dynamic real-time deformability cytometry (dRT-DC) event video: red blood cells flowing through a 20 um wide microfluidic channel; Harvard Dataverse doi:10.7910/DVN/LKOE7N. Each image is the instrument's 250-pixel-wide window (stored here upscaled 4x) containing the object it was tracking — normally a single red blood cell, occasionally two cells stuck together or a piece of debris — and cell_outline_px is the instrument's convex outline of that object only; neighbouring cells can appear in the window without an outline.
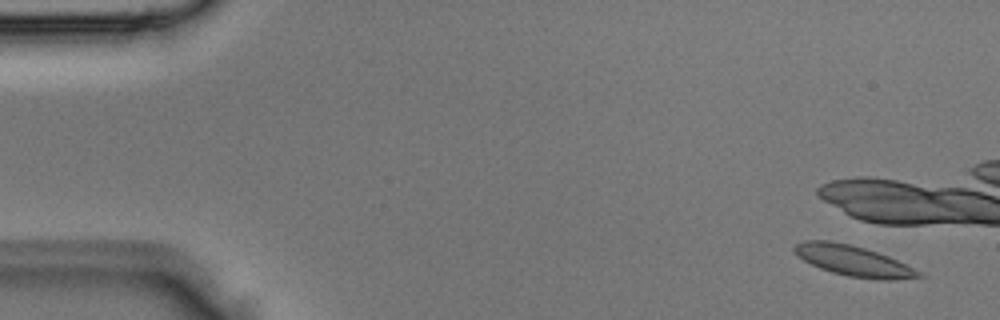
{"species": "Egyptian fruit bat (a non-hibernating species)", "species_latin": "Rousettus aegyptiacus", "temperature_condition": "room temperature", "stored_images_in_passage": 5, "camera_frame_rate_fps": 3000, "um_per_image_px": 0.085, "animal": {"sex": "male"}, "frame": {"image": 1, "passage_image": 1, "time_ms": 0.0, "image_size_px": [1000, 320], "cell_outline_px": [[924, 276], [888, 280], [880, 280], [848, 276], [832, 272], [820, 268], [796, 256], [792, 248], [796, 244], [804, 240], [832, 240], [864, 248], [888, 256], [920, 272]], "centroid_in_image_um": [72.46, 22.15], "position_along_channel_um": 12.5, "area_um2": 21.85}}